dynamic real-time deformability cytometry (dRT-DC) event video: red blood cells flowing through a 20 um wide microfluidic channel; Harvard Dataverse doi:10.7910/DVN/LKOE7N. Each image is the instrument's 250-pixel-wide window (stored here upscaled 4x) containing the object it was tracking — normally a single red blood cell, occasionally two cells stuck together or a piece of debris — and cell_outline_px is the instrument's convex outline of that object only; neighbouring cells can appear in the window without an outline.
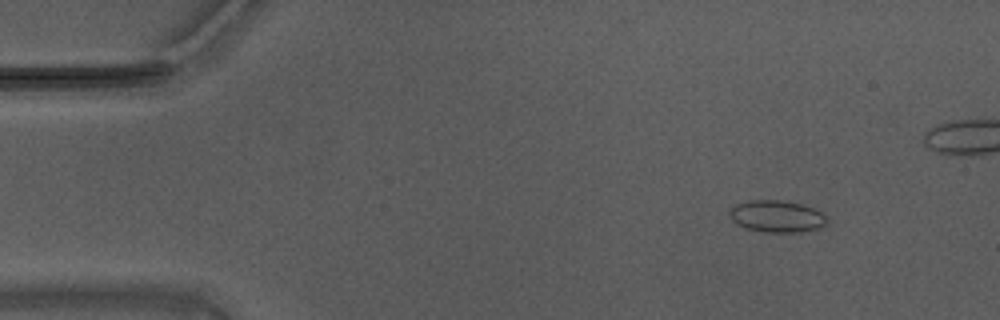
{"species": "Egyptian fruit bat (a non-hibernating species)", "species_latin": "Rousettus aegyptiacus", "temperature_condition": "warm", "stored_images_in_passage": 11, "camera_frame_rate_fps": 3000, "um_per_image_px": 0.085, "animal": {"sex": "male"}, "frame": {"image": 1, "passage_image": 6, "time_ms": 1.667, "image_size_px": [1000, 320], "cell_outline_px": [[828, 224], [820, 228], [800, 232], [764, 232], [744, 228], [736, 224], [728, 216], [728, 212], [736, 204], [752, 200], [780, 200], [800, 204], [812, 208], [820, 212], [828, 220]], "centroid_in_image_um": [66.0, 18.4], "position_along_channel_um": 19.0, "area_um2": 18.15}}